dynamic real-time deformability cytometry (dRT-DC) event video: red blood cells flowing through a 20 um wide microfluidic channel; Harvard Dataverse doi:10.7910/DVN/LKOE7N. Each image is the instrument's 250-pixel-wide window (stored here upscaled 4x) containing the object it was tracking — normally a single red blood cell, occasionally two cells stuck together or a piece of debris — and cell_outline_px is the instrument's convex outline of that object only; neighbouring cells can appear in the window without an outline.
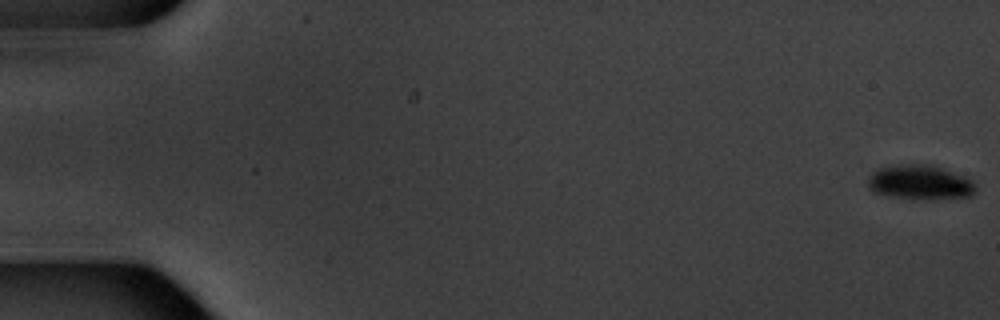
{"species": "common noctule bat (a hibernating species)", "species_latin": "Nyctalus noctula", "temperature_condition": "warm", "stored_images_in_passage": 6, "camera_frame_rate_fps": 3000, "um_per_image_px": 0.085, "animal": {"sex": "male", "body_mass_g": 20.1, "forearm_length_mm": 53.5}, "frame": {"image": 1, "passage_image": 1, "time_ms": 0.0, "image_size_px": [1000, 320], "cell_outline_px": [[976, 192], [972, 196], [912, 200], [888, 196], [872, 192], [868, 188], [868, 180], [872, 172], [880, 168], [908, 164], [932, 164], [964, 176], [972, 180], [976, 188]], "centroid_in_image_um": [78.2, 15.52], "position_along_channel_um": 6.8, "area_um2": 21.85}}
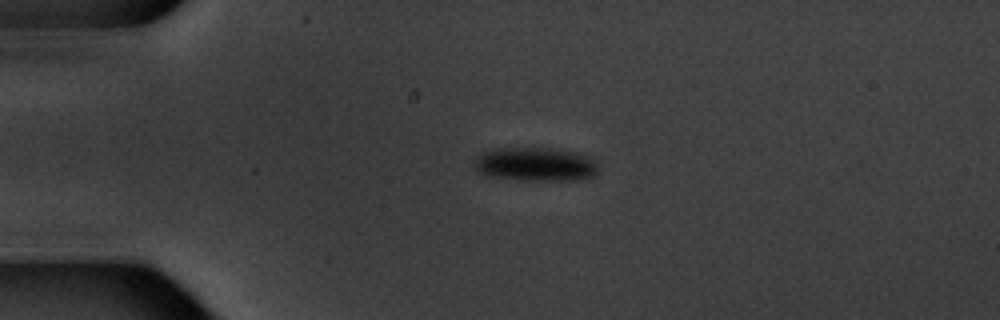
{"frame": {"image": 2, "passage_image": 5, "time_ms": 4.667, "image_size_px": [1000, 320], "cell_outline_px": [[596, 176], [576, 180], [520, 180], [488, 176], [480, 172], [476, 168], [476, 160], [484, 152], [496, 148], [552, 148], [576, 152], [588, 156], [596, 164]], "centroid_in_image_um": [45.55, 13.97], "position_along_channel_um": 39.5, "area_um2": 24.16}}
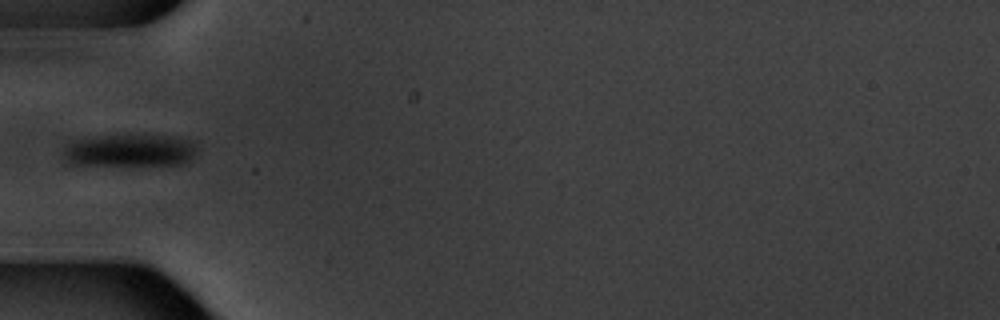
{"frame": {"image": 3, "passage_image": 6, "time_ms": 6.667, "image_size_px": [1000, 320], "cell_outline_px": [[200, 140], [196, 152], [192, 160], [184, 164], [72, 164], [64, 156], [64, 148], [72, 140], [100, 136], [172, 136]], "centroid_in_image_um": [11.17, 12.77], "position_along_channel_um": 73.8, "area_um2": 25.14}}